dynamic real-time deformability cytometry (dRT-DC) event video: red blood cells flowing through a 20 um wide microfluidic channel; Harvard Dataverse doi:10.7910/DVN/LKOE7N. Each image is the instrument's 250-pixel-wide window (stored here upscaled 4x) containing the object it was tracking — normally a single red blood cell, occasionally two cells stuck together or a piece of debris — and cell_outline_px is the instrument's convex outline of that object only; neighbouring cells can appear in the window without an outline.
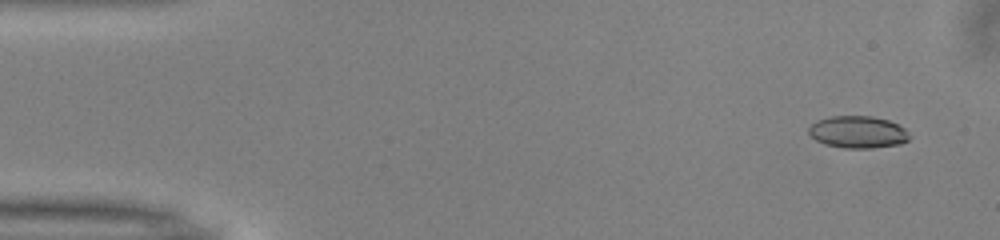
{"species": "common noctule bat (a hibernating species)", "species_latin": "Nyctalus noctula", "temperature_condition": "warm", "stored_images_in_passage": 51, "camera_frame_rate_fps": 3000, "um_per_image_px": 0.085, "animal": {"sex": "male", "body_mass_g": 13.0, "forearm_length_mm": 53.1}, "frame": {"image": 1, "passage_image": 3, "time_ms": 0.667, "image_size_px": [1000, 240], "cell_outline_px": [[908, 140], [900, 144], [872, 148], [844, 148], [824, 144], [816, 140], [808, 132], [808, 128], [816, 120], [832, 116], [872, 116], [888, 120], [904, 128], [908, 132]], "centroid_in_image_um": [72.9, 11.22], "position_along_channel_um": 12.1, "area_um2": 18.79}}
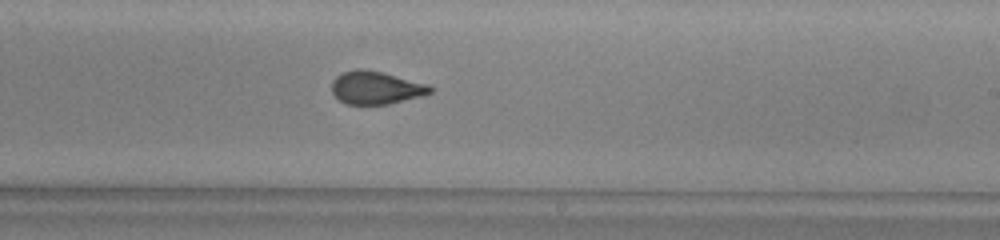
{"frame": {"image": 2, "passage_image": 30, "time_ms": 9.667, "image_size_px": [1000, 240], "cell_outline_px": [[436, 88], [432, 92], [424, 96], [388, 104], [348, 104], [340, 100], [332, 92], [332, 80], [336, 76], [344, 72], [356, 68], [360, 68], [380, 72], [428, 84]], "centroid_in_image_um": [31.99, 7.46], "position_along_channel_um": 257.0, "area_um2": 18.84}}
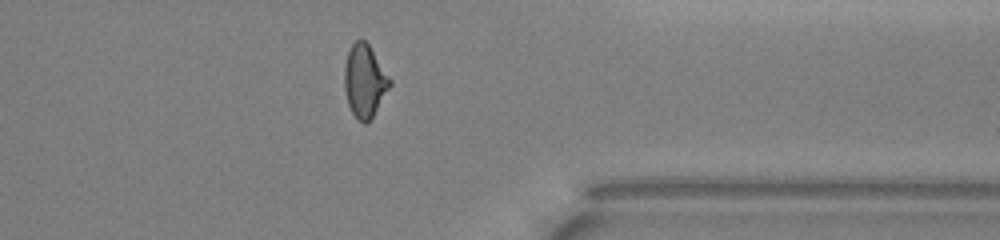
{"frame": {"image": 3, "passage_image": 40, "time_ms": 13.0, "image_size_px": [1000, 240], "cell_outline_px": [[392, 84], [372, 116], [364, 124], [352, 112], [348, 104], [344, 88], [344, 64], [348, 52], [352, 44], [356, 40], [364, 40], [368, 44], [392, 80]], "centroid_in_image_um": [30.99, 6.86], "position_along_channel_um": 380.4, "area_um2": 18.96}, "authors_computed_cell_mechanics": {"area_um2": 19.4208, "velocity_mm_per_s": 4.0425, "shape_relaxation_time_tau1_ms": 4.6589, "shape_relaxation_time_tau2_ms": 0.8419, "deformation_change_tau1": 0.1388, "deformation_change_tau2": 0.0411}}